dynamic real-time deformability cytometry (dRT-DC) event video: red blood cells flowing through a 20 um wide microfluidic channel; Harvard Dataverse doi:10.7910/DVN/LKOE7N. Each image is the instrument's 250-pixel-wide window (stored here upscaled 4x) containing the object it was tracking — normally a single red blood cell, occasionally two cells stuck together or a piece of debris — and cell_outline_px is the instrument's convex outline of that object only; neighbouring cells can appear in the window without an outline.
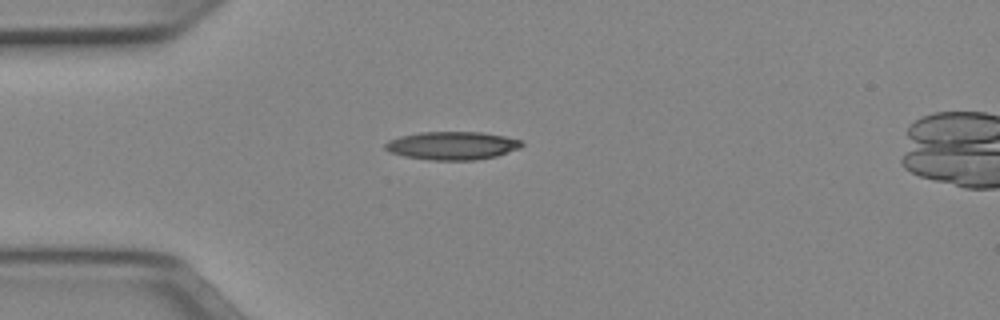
{"species": "Egyptian fruit bat (a non-hibernating species)", "species_latin": "Rousettus aegyptiacus", "temperature_condition": "cold", "stored_images_in_passage": 38, "camera_frame_rate_fps": 3000, "um_per_image_px": 0.085, "animal": {"sex": "female"}, "frame": {"image": 1, "passage_image": 1, "time_ms": 0.0, "image_size_px": [1000, 320], "cell_outline_px": [[524, 144], [520, 148], [496, 156], [476, 160], [432, 160], [404, 156], [388, 152], [384, 148], [384, 144], [388, 140], [400, 136], [420, 132], [480, 132], [504, 136], [524, 140]], "centroid_in_image_um": [38.44, 12.37], "position_along_channel_um": 46.6, "area_um2": 22.54}}
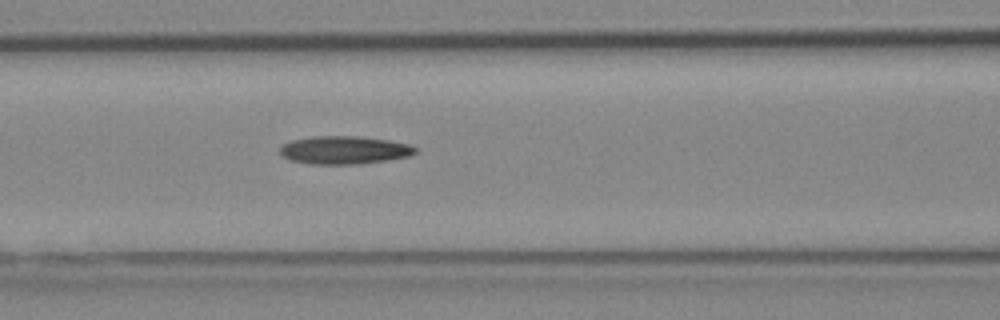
{"frame": {"image": 2, "passage_image": 9, "time_ms": 2.667, "image_size_px": [1000, 320], "cell_outline_px": [[416, 152], [408, 156], [388, 160], [360, 164], [308, 164], [288, 160], [280, 156], [280, 148], [284, 144], [292, 140], [312, 136], [360, 136], [388, 140], [408, 144], [416, 148]], "centroid_in_image_um": [29.21, 12.76], "position_along_channel_um": 137.4, "area_um2": 22.25}}
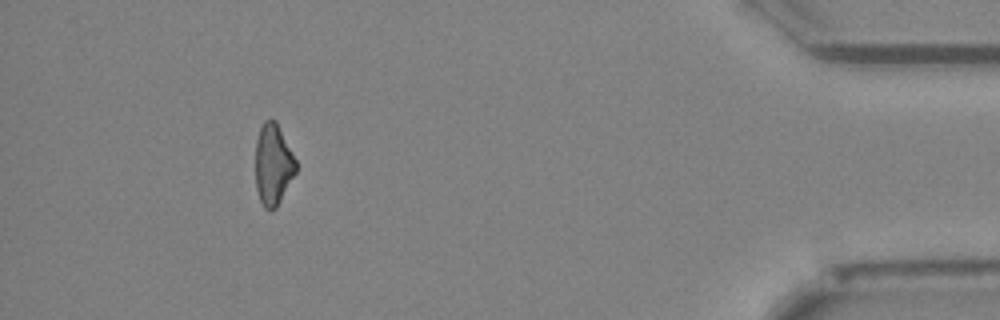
{"frame": {"image": 3, "passage_image": 34, "time_ms": 11.0, "image_size_px": [1000, 320], "cell_outline_px": [[296, 172], [276, 208], [264, 208], [260, 200], [256, 188], [256, 140], [260, 128], [264, 120], [276, 120], [296, 160]], "centroid_in_image_um": [23.21, 13.96], "position_along_channel_um": 412.0, "area_um2": 18.9}}